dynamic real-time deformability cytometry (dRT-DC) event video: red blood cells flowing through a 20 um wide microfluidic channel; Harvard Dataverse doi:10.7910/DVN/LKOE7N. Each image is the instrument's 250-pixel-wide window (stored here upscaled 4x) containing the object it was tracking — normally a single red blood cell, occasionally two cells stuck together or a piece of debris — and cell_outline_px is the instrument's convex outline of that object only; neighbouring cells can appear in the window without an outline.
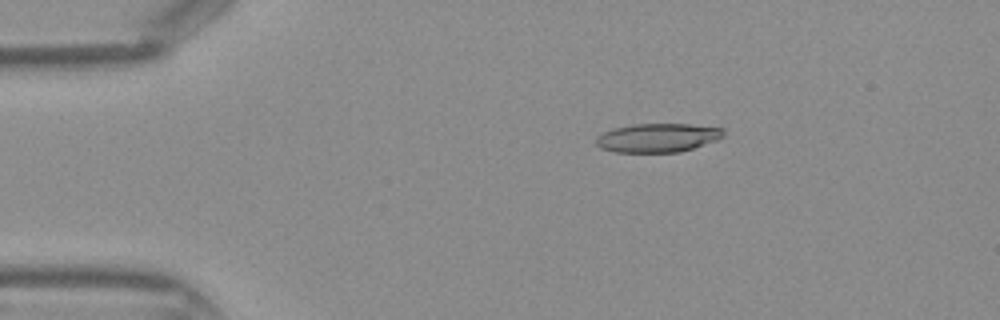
{"species": "Egyptian fruit bat (a non-hibernating species)", "species_latin": "Rousettus aegyptiacus", "temperature_condition": "warm", "stored_images_in_passage": 37, "camera_frame_rate_fps": 3000, "um_per_image_px": 0.085, "frame": {"image": 1, "passage_image": 1, "time_ms": 0.0, "image_size_px": [1000, 320], "cell_outline_px": [[724, 136], [716, 140], [680, 152], [616, 152], [600, 148], [596, 144], [596, 136], [612, 128], [632, 124], [688, 124], [724, 128]], "centroid_in_image_um": [55.88, 11.7], "position_along_channel_um": 29.1, "area_um2": 21.39}}
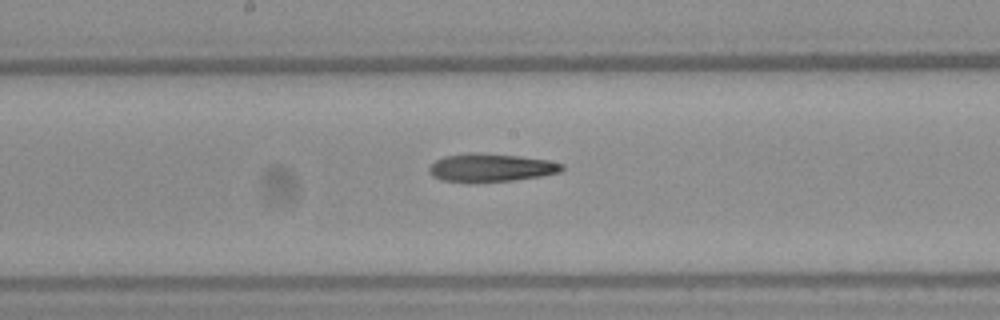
{"frame": {"image": 2, "passage_image": 16, "time_ms": 5.0, "image_size_px": [1000, 320], "cell_outline_px": [[564, 168], [560, 172], [544, 176], [512, 180], [440, 180], [432, 176], [428, 172], [428, 168], [436, 160], [444, 156], [468, 152], [476, 152], [520, 156], [548, 160], [564, 164]], "centroid_in_image_um": [41.76, 14.21], "position_along_channel_um": 206.4, "area_um2": 21.39}}
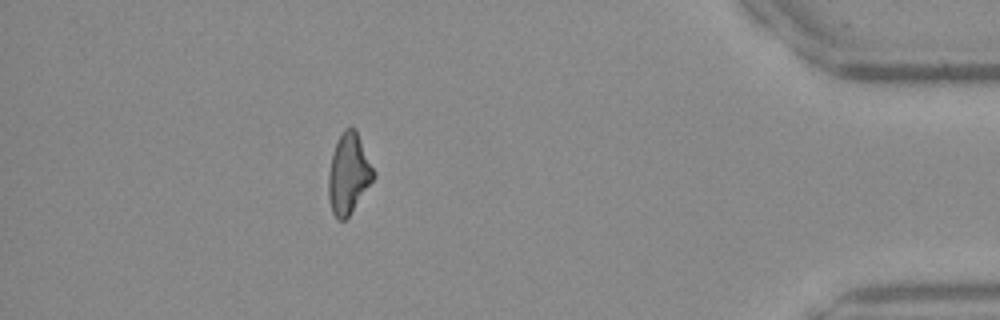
{"frame": {"image": 3, "passage_image": 32, "time_ms": 10.333, "image_size_px": [1000, 320], "cell_outline_px": [[376, 176], [348, 216], [344, 220], [336, 220], [332, 212], [328, 196], [328, 172], [336, 140], [340, 132], [344, 128], [352, 124], [356, 128]], "centroid_in_image_um": [29.61, 14.71], "position_along_channel_um": 405.6, "area_um2": 21.21}}